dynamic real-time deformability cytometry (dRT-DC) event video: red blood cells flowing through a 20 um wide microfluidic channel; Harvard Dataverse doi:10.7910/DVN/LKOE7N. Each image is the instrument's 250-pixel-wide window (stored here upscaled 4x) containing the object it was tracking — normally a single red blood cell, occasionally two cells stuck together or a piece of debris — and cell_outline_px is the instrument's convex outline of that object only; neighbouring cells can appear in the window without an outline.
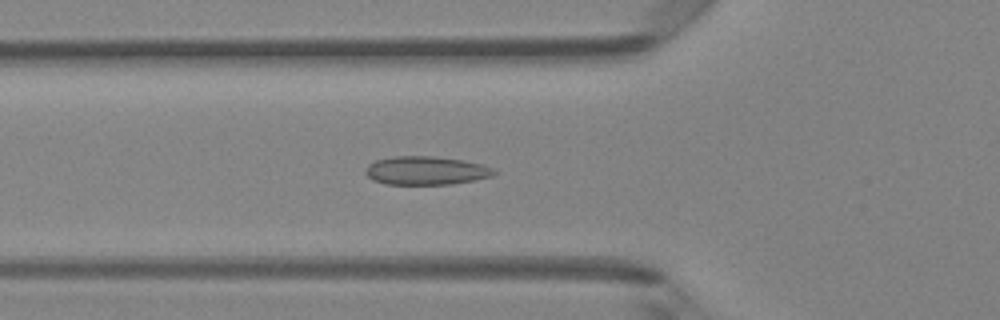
{"species": "Egyptian fruit bat (a non-hibernating species)", "species_latin": "Rousettus aegyptiacus", "temperature_condition": "room temperature", "stored_images_in_passage": 47, "camera_frame_rate_fps": 3000, "um_per_image_px": 0.085, "animal": {"sex": "female"}, "frame": {"image": 1, "passage_image": 16, "time_ms": 5.0, "image_size_px": [1000, 320], "cell_outline_px": [[496, 172], [492, 176], [452, 184], [384, 184], [372, 180], [364, 172], [364, 168], [368, 164], [376, 160], [392, 156], [432, 156], [464, 160], [480, 164], [492, 168]], "centroid_in_image_um": [36.14, 14.49], "position_along_channel_um": 89.7, "area_um2": 21.33}}
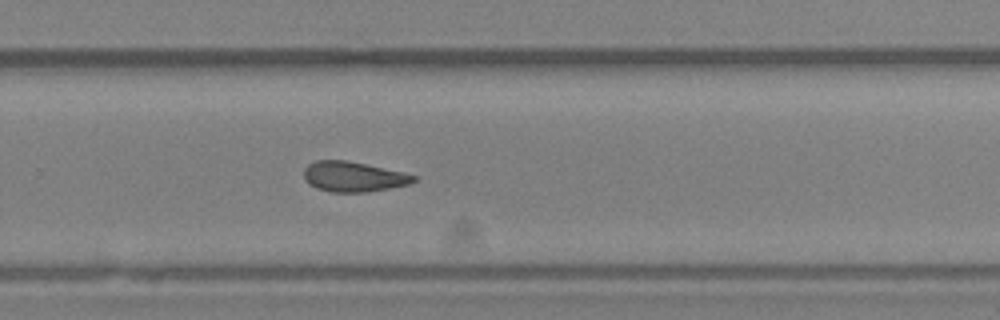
{"frame": {"image": 2, "passage_image": 31, "time_ms": 10.0, "image_size_px": [1000, 320], "cell_outline_px": [[416, 180], [408, 184], [368, 192], [332, 192], [316, 188], [308, 184], [304, 180], [304, 168], [308, 164], [316, 160], [344, 160], [404, 172], [416, 176]], "centroid_in_image_um": [29.99, 15.02], "position_along_channel_um": 299.8, "area_um2": 19.19}}
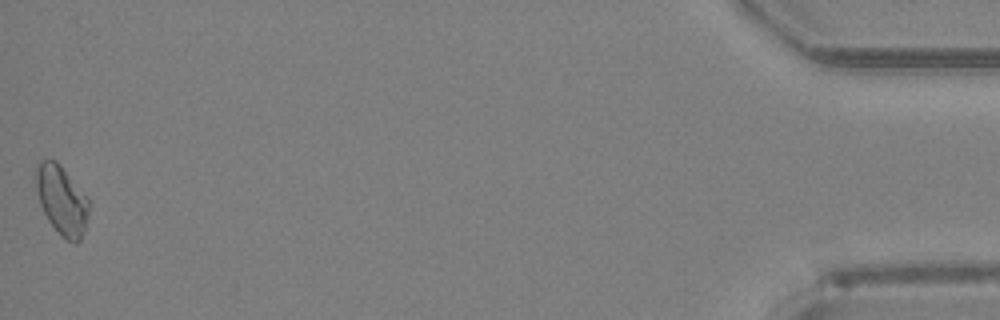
{"frame": {"image": 3, "passage_image": 47, "time_ms": 15.333, "image_size_px": [1000, 320], "cell_outline_px": [[88, 216], [80, 240], [76, 244], [68, 240], [48, 220], [40, 204], [36, 192], [32, 176], [36, 164], [40, 160], [56, 160], [60, 164], [88, 196]], "centroid_in_image_um": [5.2, 16.92], "position_along_channel_um": 430.0, "area_um2": 21.5}, "authors_computed_cell_mechanics": {"area_um2": 20.0566, "velocity_mm_per_s": 4.2142, "shape_relaxation_time_tau1_ms": null, "shape_relaxation_time_tau2_ms": 7.0716, "deformation_change_tau1": null, "deformation_change_tau2": 0.1243}}